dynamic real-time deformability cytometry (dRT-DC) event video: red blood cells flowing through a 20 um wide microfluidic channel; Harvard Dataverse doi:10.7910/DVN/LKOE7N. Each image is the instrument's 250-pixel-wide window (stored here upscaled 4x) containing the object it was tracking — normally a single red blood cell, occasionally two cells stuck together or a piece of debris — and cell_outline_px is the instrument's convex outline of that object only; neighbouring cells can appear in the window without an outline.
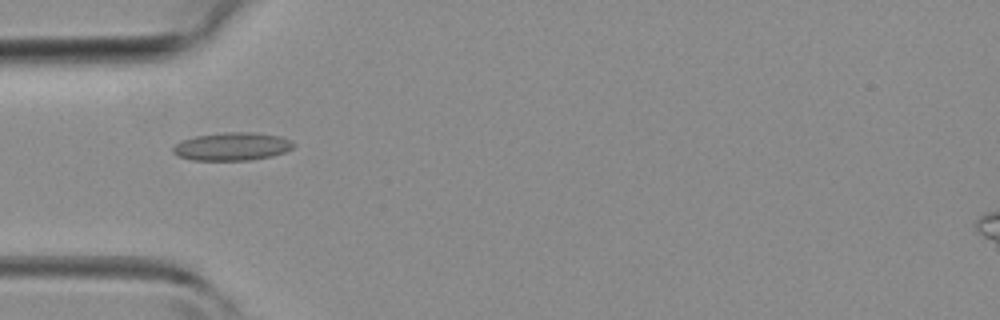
{"species": "common noctule bat (a hibernating species)", "species_latin": "Nyctalus noctula", "temperature_condition": "room temperature", "stored_images_in_passage": 45, "camera_frame_rate_fps": 3000, "um_per_image_px": 0.085, "animal": {"sex": "female", "body_mass_g": 19.3, "forearm_length_mm": 54.1}, "frame": {"image": 1, "passage_image": 14, "time_ms": 4.333, "image_size_px": [1000, 320], "cell_outline_px": [[296, 144], [292, 148], [284, 152], [272, 156], [248, 160], [192, 160], [180, 156], [172, 152], [172, 148], [180, 140], [196, 136], [224, 132], [252, 132], [280, 136], [292, 140]], "centroid_in_image_um": [19.74, 12.44], "position_along_channel_um": 65.3, "area_um2": 19.71}}
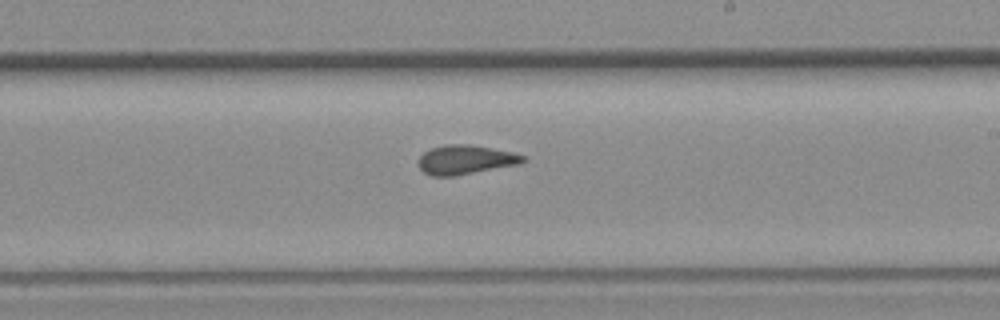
{"frame": {"image": 2, "passage_image": 26, "time_ms": 8.333, "image_size_px": [1000, 320], "cell_outline_px": [[524, 160], [520, 164], [456, 176], [432, 176], [424, 172], [416, 164], [416, 160], [424, 152], [432, 148], [444, 144], [468, 144], [508, 152], [524, 156]], "centroid_in_image_um": [39.47, 13.59], "position_along_channel_um": 249.5, "area_um2": 17.69}}
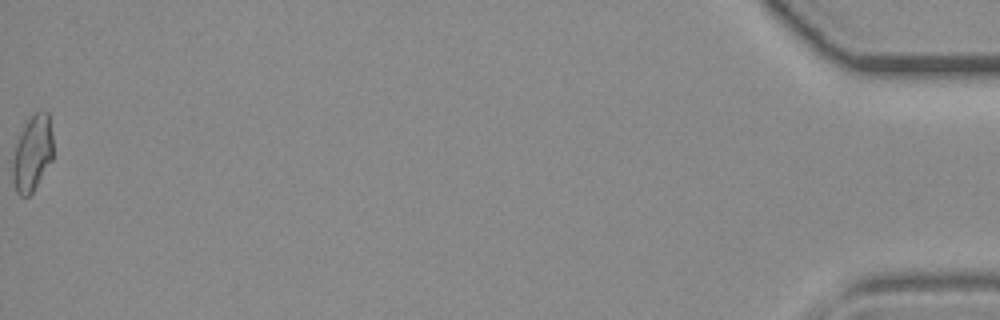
{"frame": {"image": 3, "passage_image": 45, "time_ms": 14.667, "image_size_px": [1000, 320], "cell_outline_px": [[52, 160], [32, 192], [28, 196], [20, 196], [16, 192], [12, 184], [12, 156], [16, 144], [28, 120], [36, 112], [48, 112], [52, 136]], "centroid_in_image_um": [2.73, 13.09], "position_along_channel_um": 432.5, "area_um2": 17.63}}